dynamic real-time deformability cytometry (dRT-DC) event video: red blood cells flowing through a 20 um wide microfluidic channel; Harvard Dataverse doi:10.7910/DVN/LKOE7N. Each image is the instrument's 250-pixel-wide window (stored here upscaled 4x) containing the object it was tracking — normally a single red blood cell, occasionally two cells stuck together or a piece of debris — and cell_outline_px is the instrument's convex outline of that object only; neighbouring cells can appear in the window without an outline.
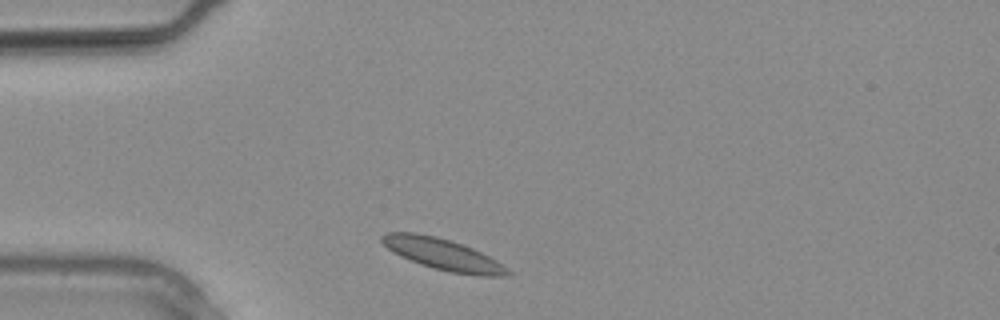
{"species": "common noctule bat (a hibernating species)", "species_latin": "Nyctalus noctula", "temperature_condition": "warm", "stored_images_in_passage": 9, "camera_frame_rate_fps": 3000, "um_per_image_px": 0.085, "animal": {"sex": "male", "body_mass_g": 20.4}, "frame": {"image": 1, "passage_image": 1, "time_ms": 0.0, "image_size_px": [1000, 320], "cell_outline_px": [[512, 272], [504, 276], [480, 276], [452, 272], [420, 264], [400, 256], [388, 248], [380, 240], [380, 236], [384, 232], [416, 232], [436, 236], [472, 248], [496, 260], [508, 268]], "centroid_in_image_um": [37.62, 21.6], "position_along_channel_um": 47.4, "area_um2": 22.72}}
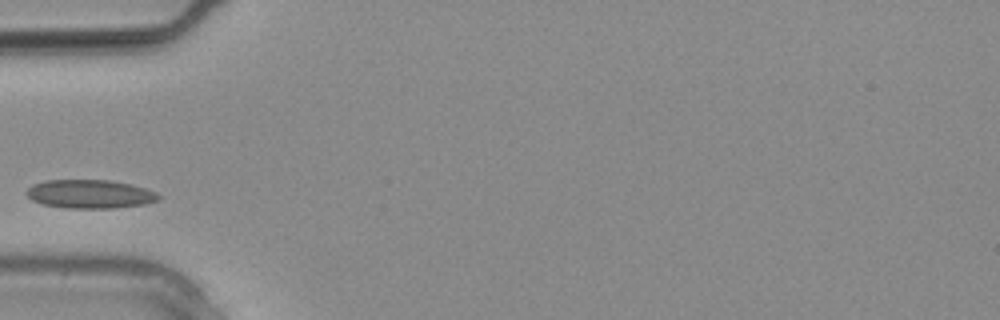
{"frame": {"image": 2, "passage_image": 3, "time_ms": 0.667, "image_size_px": [1000, 320], "cell_outline_px": [[160, 196], [156, 200], [144, 204], [116, 208], [64, 208], [44, 204], [32, 200], [24, 192], [32, 184], [44, 180], [108, 180], [128, 184], [144, 188], [156, 192]], "centroid_in_image_um": [7.59, 16.49], "position_along_channel_um": 77.4, "area_um2": 21.91}}